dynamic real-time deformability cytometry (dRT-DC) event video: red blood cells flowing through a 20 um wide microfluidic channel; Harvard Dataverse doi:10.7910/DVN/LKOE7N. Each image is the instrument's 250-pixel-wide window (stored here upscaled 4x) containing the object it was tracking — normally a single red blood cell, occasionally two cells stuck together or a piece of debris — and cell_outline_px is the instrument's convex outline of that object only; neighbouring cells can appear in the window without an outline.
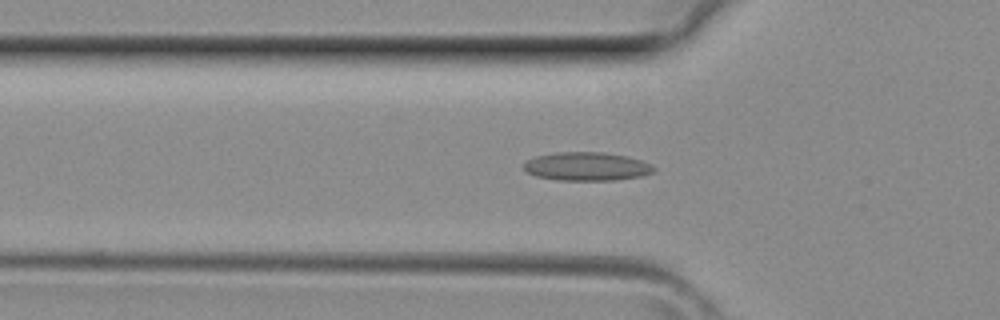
{"species": "common noctule bat (a hibernating species)", "species_latin": "Nyctalus noctula", "temperature_condition": "room temperature", "stored_images_in_passage": 38, "camera_frame_rate_fps": 3000, "um_per_image_px": 0.085, "animal": {"sex": "female", "body_mass_g": 29.2, "forearm_length_mm": 56.3}, "frame": {"image": 1, "passage_image": 12, "time_ms": 3.667, "image_size_px": [1000, 320], "cell_outline_px": [[656, 168], [652, 172], [640, 176], [616, 180], [560, 180], [536, 176], [528, 172], [524, 168], [524, 160], [536, 156], [556, 152], [604, 152], [628, 156], [652, 164]], "centroid_in_image_um": [49.87, 14.14], "position_along_channel_um": 75.9, "area_um2": 21.62}}
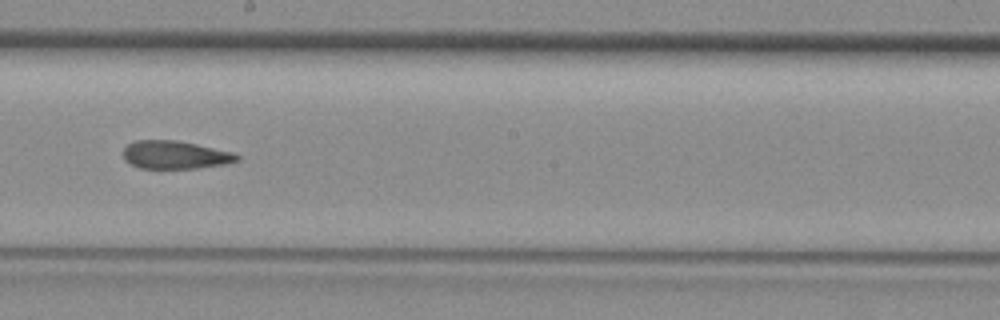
{"frame": {"image": 2, "passage_image": 21, "time_ms": 6.667, "image_size_px": [1000, 320], "cell_outline_px": [[240, 160], [224, 164], [196, 168], [140, 168], [124, 160], [124, 148], [128, 144], [136, 140], [176, 140], [196, 144], [232, 152], [240, 156]], "centroid_in_image_um": [14.88, 13.16], "position_along_channel_um": 233.3, "area_um2": 18.44}}
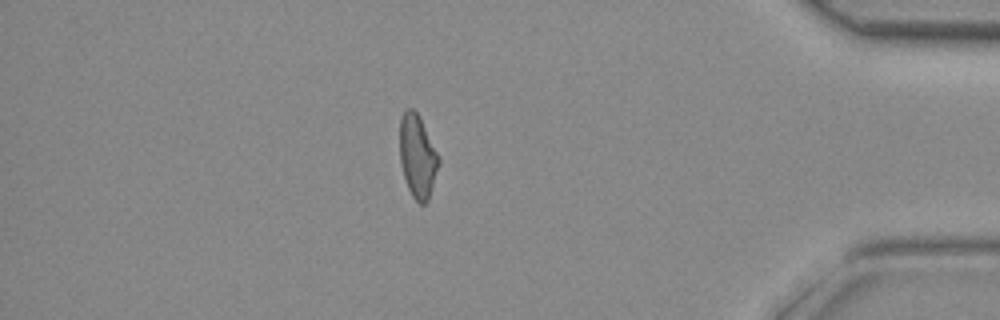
{"frame": {"image": 3, "passage_image": 33, "time_ms": 10.667, "image_size_px": [1000, 320], "cell_outline_px": [[440, 164], [428, 200], [424, 204], [420, 204], [412, 196], [408, 188], [404, 176], [400, 160], [400, 120], [404, 112], [408, 108], [412, 108], [416, 112], [440, 156]], "centroid_in_image_um": [35.5, 13.31], "position_along_channel_um": 399.7, "area_um2": 18.67}}